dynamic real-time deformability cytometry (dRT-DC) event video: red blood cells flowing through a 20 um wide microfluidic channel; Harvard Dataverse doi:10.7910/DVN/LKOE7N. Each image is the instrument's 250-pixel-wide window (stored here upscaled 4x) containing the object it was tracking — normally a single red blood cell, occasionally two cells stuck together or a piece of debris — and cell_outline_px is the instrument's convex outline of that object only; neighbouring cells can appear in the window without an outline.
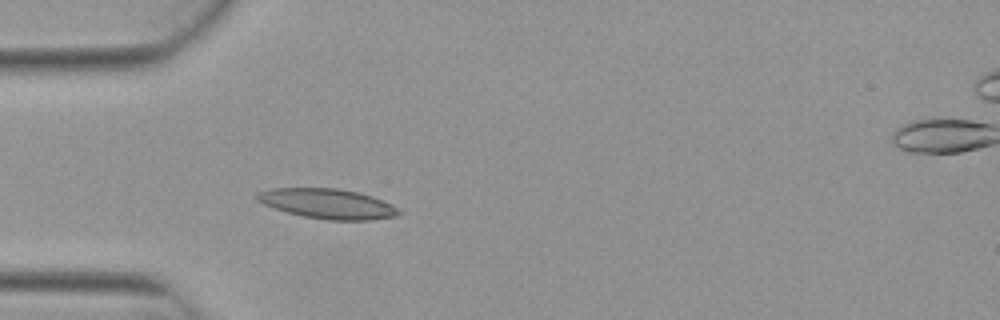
{"species": "Egyptian fruit bat (a non-hibernating species)", "species_latin": "Rousettus aegyptiacus", "temperature_condition": "warm", "stored_images_in_passage": 4, "segment_of_instrument_passage": [1, 2], "camera_frame_rate_fps": 3000, "um_per_image_px": 0.085, "animal": {"sex": "female"}, "frame": {"image": 1, "passage_image": 3, "time_ms": 0.667, "image_size_px": [1000, 320], "cell_outline_px": [[400, 212], [396, 216], [372, 220], [328, 220], [304, 216], [288, 212], [264, 204], [256, 200], [252, 196], [256, 192], [272, 188], [336, 188], [360, 192], [372, 196], [392, 204]], "centroid_in_image_um": [27.82, 17.3], "position_along_channel_um": 57.2, "area_um2": 24.74}}